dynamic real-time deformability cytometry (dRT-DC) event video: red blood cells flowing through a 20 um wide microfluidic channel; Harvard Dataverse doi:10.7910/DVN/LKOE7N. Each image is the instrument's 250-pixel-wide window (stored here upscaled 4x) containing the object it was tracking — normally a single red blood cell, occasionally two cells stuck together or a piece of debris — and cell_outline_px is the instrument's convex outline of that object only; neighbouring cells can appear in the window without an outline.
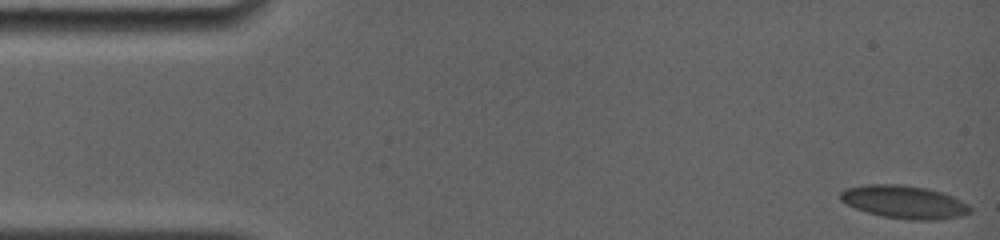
{"species": "common noctule bat (a hibernating species)", "species_latin": "Nyctalus noctula", "temperature_condition": "room temperature", "stored_images_in_passage": 27, "camera_frame_rate_fps": 4000, "um_per_image_px": 0.085, "animal": {"sex": "female", "body_mass_g": 19.0, "forearm_length_mm": 56.7}, "frame": {"image": 1, "passage_image": 1, "time_ms": 0.0, "image_size_px": [1000, 240], "cell_outline_px": [[972, 212], [960, 216], [936, 220], [912, 220], [884, 216], [868, 212], [856, 208], [840, 200], [840, 192], [844, 188], [868, 184], [904, 184], [944, 192], [968, 204], [972, 208]], "centroid_in_image_um": [76.88, 17.16], "position_along_channel_um": 8.1, "area_um2": 24.91}}
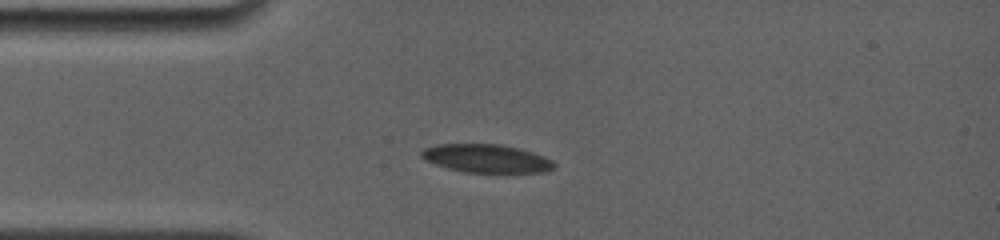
{"frame": {"image": 2, "passage_image": 19, "time_ms": 4.0, "image_size_px": [1000, 240], "cell_outline_px": [[556, 168], [544, 172], [464, 172], [448, 168], [436, 164], [420, 156], [420, 152], [424, 148], [436, 144], [500, 144], [520, 148], [544, 156], [552, 160], [556, 164]], "centroid_in_image_um": [41.38, 13.46], "position_along_channel_um": 43.6, "area_um2": 21.85}}
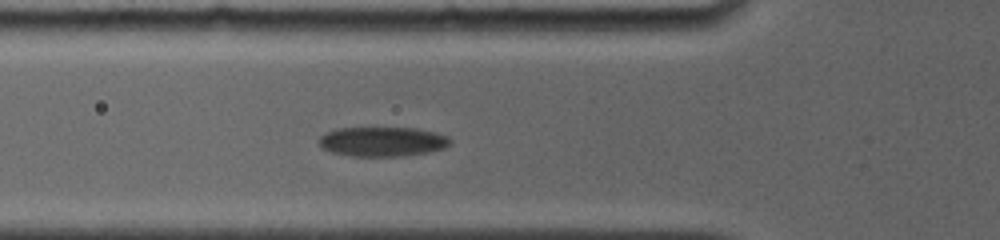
{"frame": {"image": 3, "passage_image": 26, "time_ms": 5.75, "image_size_px": [1000, 240], "cell_outline_px": [[448, 144], [444, 148], [424, 152], [396, 156], [356, 156], [332, 152], [324, 148], [320, 144], [320, 136], [324, 132], [336, 128], [416, 128], [448, 136]], "centroid_in_image_um": [32.44, 12.02], "position_along_channel_um": 93.4, "area_um2": 22.08}}